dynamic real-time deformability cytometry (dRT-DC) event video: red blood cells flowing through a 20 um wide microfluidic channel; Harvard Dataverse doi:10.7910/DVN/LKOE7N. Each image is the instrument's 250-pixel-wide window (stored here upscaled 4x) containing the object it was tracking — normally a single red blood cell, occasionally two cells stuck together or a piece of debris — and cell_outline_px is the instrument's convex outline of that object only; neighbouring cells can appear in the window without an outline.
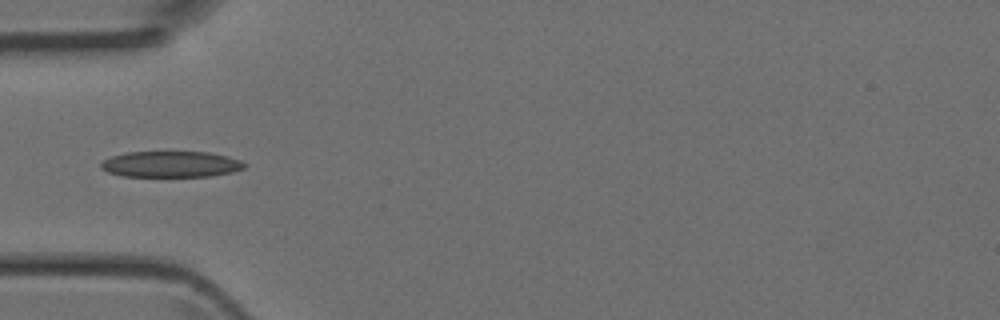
{"species": "Egyptian fruit bat (a non-hibernating species)", "species_latin": "Rousettus aegyptiacus", "temperature_condition": "room temperature", "stored_images_in_passage": 3, "camera_frame_rate_fps": 3000, "um_per_image_px": 0.085, "animal": {"sex": "female"}, "frame": {"image": 1, "passage_image": 3, "time_ms": 0.667, "image_size_px": [1000, 320], "cell_outline_px": [[248, 164], [244, 168], [232, 172], [212, 176], [124, 176], [108, 172], [100, 168], [100, 164], [104, 160], [112, 156], [128, 152], [208, 152], [240, 160]], "centroid_in_image_um": [14.53, 13.96], "position_along_channel_um": 70.5, "area_um2": 21.62}}